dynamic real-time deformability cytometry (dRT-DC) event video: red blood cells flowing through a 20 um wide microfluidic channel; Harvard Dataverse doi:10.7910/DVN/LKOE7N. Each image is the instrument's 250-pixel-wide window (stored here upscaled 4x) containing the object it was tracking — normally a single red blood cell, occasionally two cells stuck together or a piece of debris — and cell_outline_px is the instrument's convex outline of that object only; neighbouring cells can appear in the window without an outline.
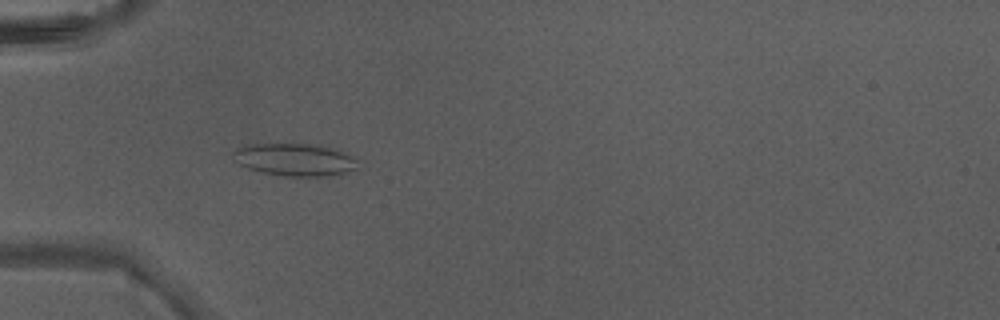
{"species": "Egyptian fruit bat (a non-hibernating species)", "species_latin": "Rousettus aegyptiacus", "temperature_condition": "warm", "stored_images_in_passage": 4, "camera_frame_rate_fps": 3000, "um_per_image_px": 0.085, "animal": {"sex": "male"}, "frame": {"image": 1, "passage_image": 3, "time_ms": 0.667, "image_size_px": [1000, 320], "cell_outline_px": [[356, 168], [336, 176], [284, 176], [264, 172], [248, 168], [232, 160], [232, 152], [236, 148], [248, 144], [312, 144], [332, 148], [356, 160]], "centroid_in_image_um": [24.98, 13.57], "position_along_channel_um": 60.0, "area_um2": 23.35}}